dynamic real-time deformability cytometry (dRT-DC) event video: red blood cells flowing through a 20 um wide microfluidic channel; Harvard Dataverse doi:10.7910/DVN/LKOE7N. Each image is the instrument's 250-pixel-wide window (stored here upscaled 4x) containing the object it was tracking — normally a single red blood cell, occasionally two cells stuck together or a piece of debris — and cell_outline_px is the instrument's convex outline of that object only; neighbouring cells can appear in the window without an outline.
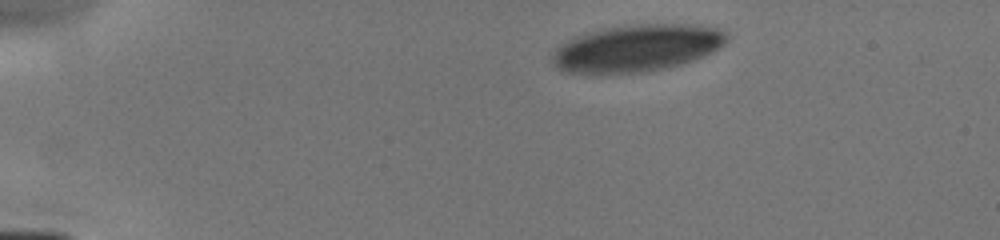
{"species": "human", "species_latin": "Homo sapiens", "temperature_condition": "cold", "stored_images_in_passage": 6, "camera_frame_rate_fps": 3000, "um_per_image_px": 0.085, "donor": {"sex": "male"}, "frame": {"image": 1, "passage_image": 1, "time_ms": 0.0, "image_size_px": [1000, 240], "cell_outline_px": [[728, 40], [724, 44], [712, 52], [696, 60], [664, 68], [640, 72], [564, 72], [556, 68], [552, 60], [552, 56], [556, 48], [560, 44], [572, 36], [600, 28], [624, 24], [688, 24], [716, 28], [724, 32], [728, 36]], "centroid_in_image_um": [54.11, 4.06], "position_along_channel_um": 30.9, "area_um2": 47.86}}
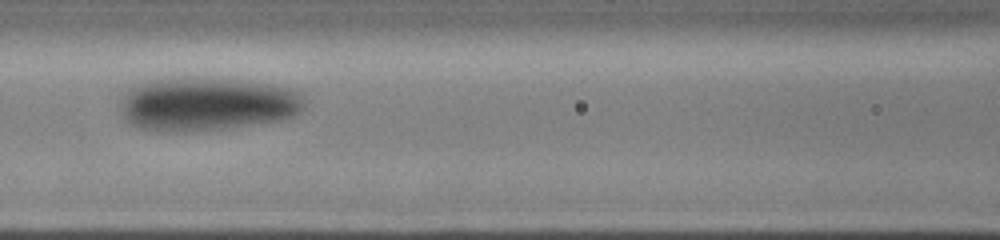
{"frame": {"image": 2, "passage_image": 5, "time_ms": 4.667, "image_size_px": [1000, 240], "cell_outline_px": [[304, 104], [300, 112], [292, 116], [280, 120], [224, 128], [184, 132], [140, 128], [132, 124], [120, 112], [120, 104], [128, 88], [132, 84], [144, 80], [188, 76], [240, 80], [272, 84], [288, 88], [300, 92], [304, 100]], "centroid_in_image_um": [17.55, 8.8], "position_along_channel_um": 149.0, "area_um2": 57.8}}